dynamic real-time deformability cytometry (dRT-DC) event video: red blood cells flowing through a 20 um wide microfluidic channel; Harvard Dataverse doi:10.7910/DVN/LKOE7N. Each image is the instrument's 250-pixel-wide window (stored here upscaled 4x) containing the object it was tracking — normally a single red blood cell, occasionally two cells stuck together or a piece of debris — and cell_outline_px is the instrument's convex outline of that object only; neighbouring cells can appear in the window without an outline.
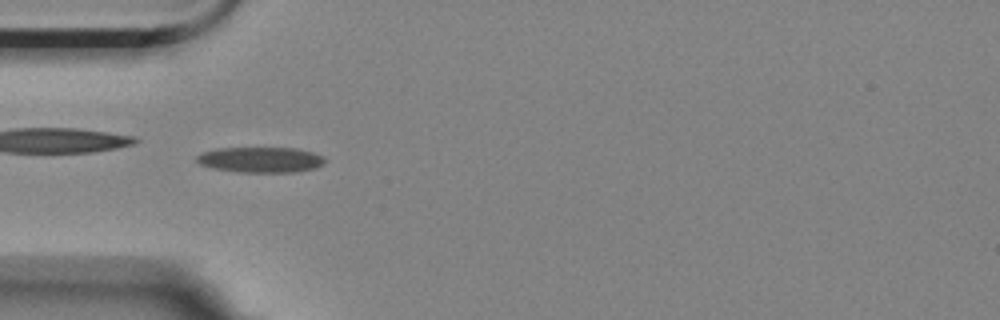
{"species": "Egyptian fruit bat (a non-hibernating species)", "species_latin": "Rousettus aegyptiacus", "temperature_condition": "room temperature", "stored_images_in_passage": 46, "camera_frame_rate_fps": 3000, "um_per_image_px": 0.085, "animal": {"sex": "female"}, "frame": {"image": 1, "passage_image": 7, "time_ms": 2.0, "image_size_px": [1000, 320], "cell_outline_px": [[324, 164], [316, 168], [292, 172], [236, 172], [212, 168], [200, 164], [196, 160], [196, 156], [200, 152], [220, 148], [292, 148], [312, 152], [324, 156]], "centroid_in_image_um": [22.12, 13.58], "position_along_channel_um": 62.9, "area_um2": 19.07}}
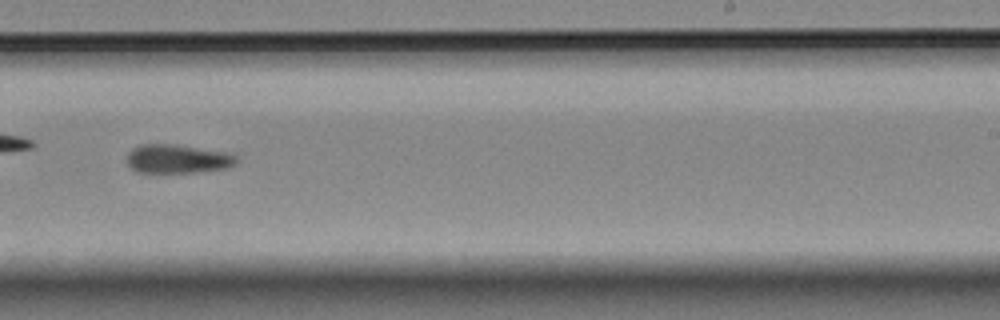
{"frame": {"image": 2, "passage_image": 25, "time_ms": 8.0, "image_size_px": [1000, 320], "cell_outline_px": [[240, 160], [236, 164], [228, 168], [192, 172], [136, 172], [128, 164], [128, 152], [132, 148], [140, 144], [176, 144], [232, 152]], "centroid_in_image_um": [15.16, 13.48], "position_along_channel_um": 273.8, "area_um2": 18.67}}
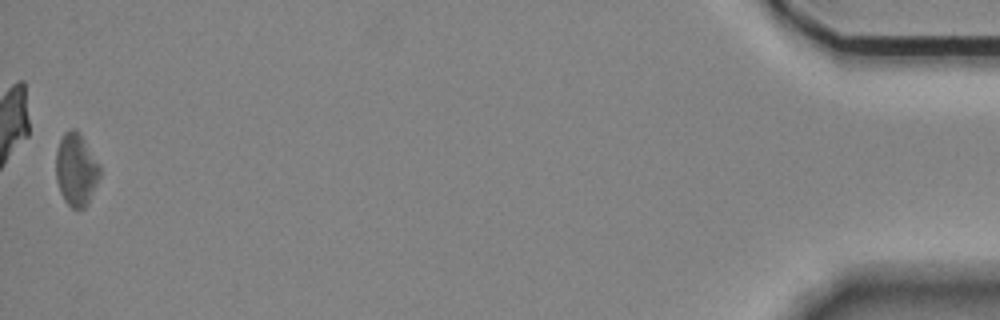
{"frame": {"image": 3, "passage_image": 46, "time_ms": 15.0, "image_size_px": [1000, 320], "cell_outline_px": [[100, 176], [88, 204], [84, 208], [72, 208], [64, 200], [60, 192], [56, 180], [56, 152], [60, 140], [64, 132], [72, 128], [76, 128], [80, 132], [100, 164]], "centroid_in_image_um": [6.48, 14.39], "position_along_channel_um": 428.7, "area_um2": 18.79}}